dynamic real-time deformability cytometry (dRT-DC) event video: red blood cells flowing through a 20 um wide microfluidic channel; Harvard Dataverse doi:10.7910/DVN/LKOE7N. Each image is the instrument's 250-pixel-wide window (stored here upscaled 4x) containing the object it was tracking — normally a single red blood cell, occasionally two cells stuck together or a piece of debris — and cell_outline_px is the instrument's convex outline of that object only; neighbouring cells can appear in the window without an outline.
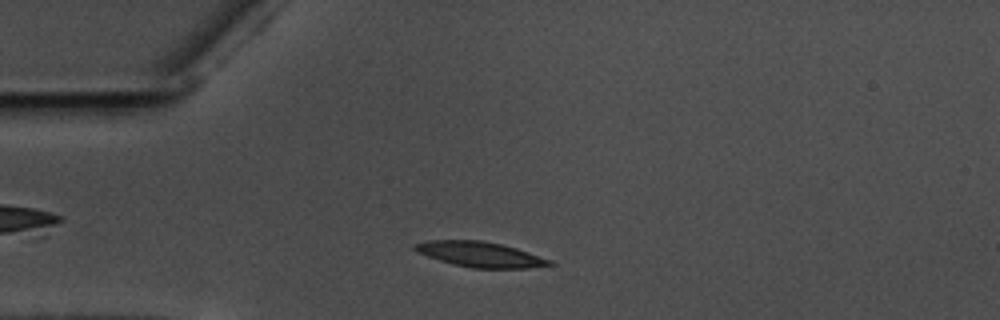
{"species": "common noctule bat (a hibernating species)", "species_latin": "Nyctalus noctula", "temperature_condition": "warm", "stored_images_in_passage": 30, "camera_frame_rate_fps": 3000, "um_per_image_px": 0.085, "animal": {"sex": "male", "body_mass_g": 17.5, "forearm_length_mm": 52.3}, "frame": {"image": 1, "passage_image": 7, "time_ms": 2.0, "image_size_px": [1000, 320], "cell_outline_px": [[556, 264], [528, 268], [472, 268], [452, 264], [416, 252], [412, 248], [416, 244], [428, 240], [480, 240], [504, 244], [552, 260]], "centroid_in_image_um": [40.83, 21.62], "position_along_channel_um": 44.2, "area_um2": 19.83}}
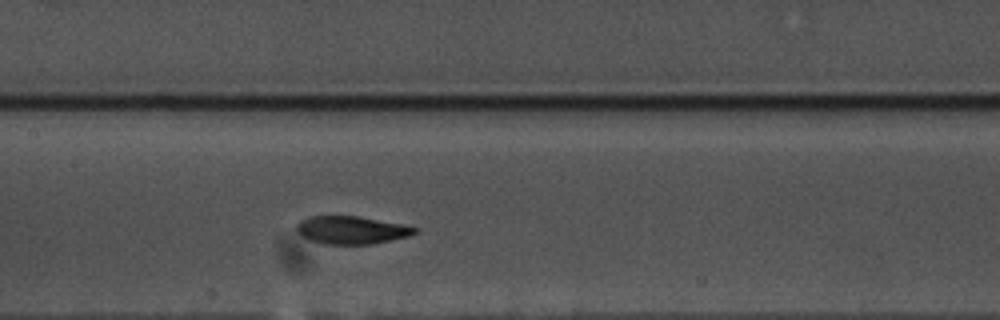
{"frame": {"image": 2, "passage_image": 20, "time_ms": 6.333, "image_size_px": [1000, 320], "cell_outline_px": [[420, 232], [412, 236], [372, 244], [324, 244], [312, 240], [296, 232], [296, 224], [300, 220], [308, 216], [356, 216], [400, 224], [416, 228]], "centroid_in_image_um": [29.88, 19.56], "position_along_channel_um": 177.5, "area_um2": 19.13}}
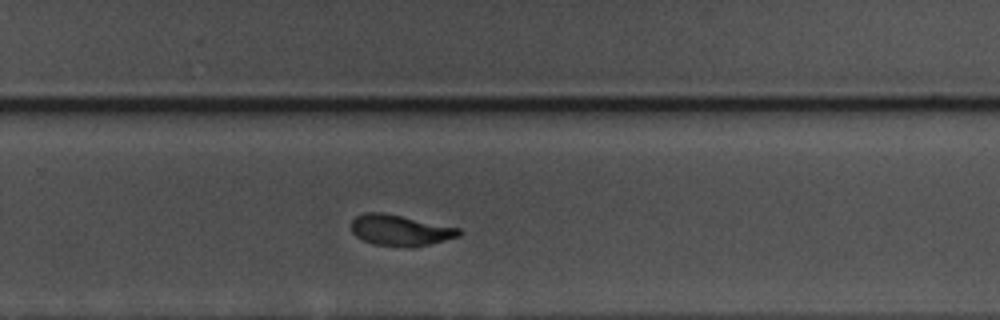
{"frame": {"image": 3, "passage_image": 30, "time_ms": 9.667, "image_size_px": [1000, 320], "cell_outline_px": [[460, 236], [432, 244], [372, 244], [356, 236], [352, 232], [352, 220], [356, 216], [364, 212], [384, 212], [460, 228]], "centroid_in_image_um": [34.0, 19.52], "position_along_channel_um": 295.8, "area_um2": 18.73}}